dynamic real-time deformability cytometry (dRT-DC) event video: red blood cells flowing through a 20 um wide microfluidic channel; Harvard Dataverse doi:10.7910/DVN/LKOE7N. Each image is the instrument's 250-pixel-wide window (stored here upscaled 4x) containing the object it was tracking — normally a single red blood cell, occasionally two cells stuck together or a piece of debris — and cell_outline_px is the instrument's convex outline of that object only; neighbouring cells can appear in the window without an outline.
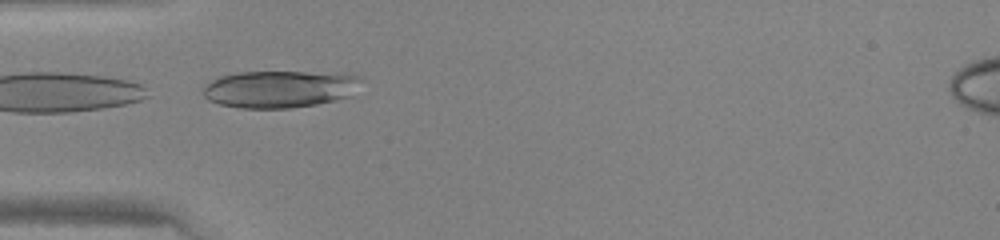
{"species": "human", "species_latin": "Homo sapiens", "temperature_condition": "warm", "stored_images_in_passage": 6, "camera_frame_rate_fps": 3000, "um_per_image_px": 0.085, "donor": {"sex": "female"}, "frame": {"image": 1, "passage_image": 1, "time_ms": 0.0, "image_size_px": [1000, 240], "cell_outline_px": [[360, 80], [348, 96], [336, 100], [316, 104], [288, 108], [240, 108], [220, 104], [208, 100], [204, 96], [204, 84], [220, 76], [236, 72], [352, 72], [360, 76]], "centroid_in_image_um": [23.76, 7.55], "position_along_channel_um": 61.2, "area_um2": 34.33}}